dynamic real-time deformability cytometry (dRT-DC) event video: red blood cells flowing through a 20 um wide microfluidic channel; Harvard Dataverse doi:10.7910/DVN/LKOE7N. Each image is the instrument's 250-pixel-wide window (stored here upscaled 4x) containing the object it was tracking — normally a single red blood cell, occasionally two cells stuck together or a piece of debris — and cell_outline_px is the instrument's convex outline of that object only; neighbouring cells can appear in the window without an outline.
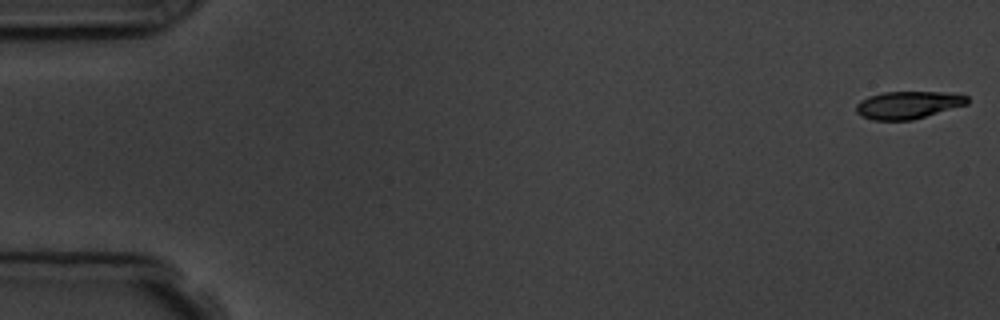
{"species": "common noctule bat (a hibernating species)", "species_latin": "Nyctalus noctula", "temperature_condition": "room temperature", "stored_images_in_passage": 6, "camera_frame_rate_fps": 3000, "um_per_image_px": 0.085, "animal": {"sex": "male", "body_mass_g": 19.5, "forearm_length_mm": 54.6}, "frame": {"image": 1, "passage_image": 1, "time_ms": 0.0, "image_size_px": [1000, 320], "cell_outline_px": [[968, 104], [912, 120], [872, 120], [860, 116], [856, 112], [856, 104], [860, 100], [868, 96], [884, 92], [944, 92], [968, 96]], "centroid_in_image_um": [77.15, 8.92], "position_along_channel_um": 7.9, "area_um2": 17.86}}
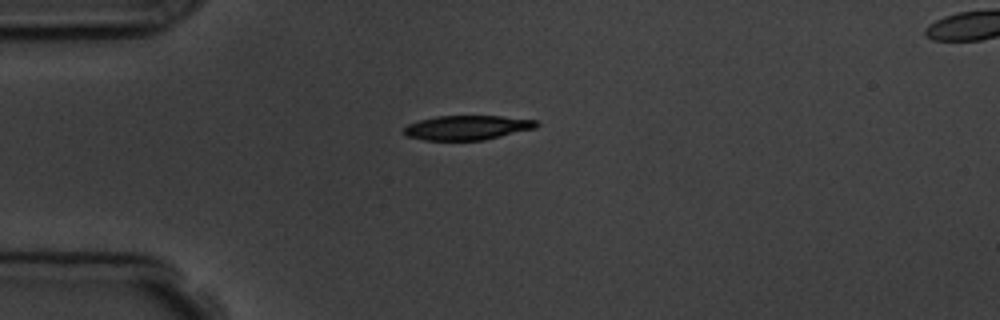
{"frame": {"image": 2, "passage_image": 4, "time_ms": 4.333, "image_size_px": [1000, 320], "cell_outline_px": [[540, 124], [536, 128], [484, 140], [424, 140], [408, 136], [404, 132], [404, 128], [408, 124], [420, 120], [436, 116], [500, 116], [536, 120]], "centroid_in_image_um": [39.74, 10.84], "position_along_channel_um": 45.3, "area_um2": 18.79}}